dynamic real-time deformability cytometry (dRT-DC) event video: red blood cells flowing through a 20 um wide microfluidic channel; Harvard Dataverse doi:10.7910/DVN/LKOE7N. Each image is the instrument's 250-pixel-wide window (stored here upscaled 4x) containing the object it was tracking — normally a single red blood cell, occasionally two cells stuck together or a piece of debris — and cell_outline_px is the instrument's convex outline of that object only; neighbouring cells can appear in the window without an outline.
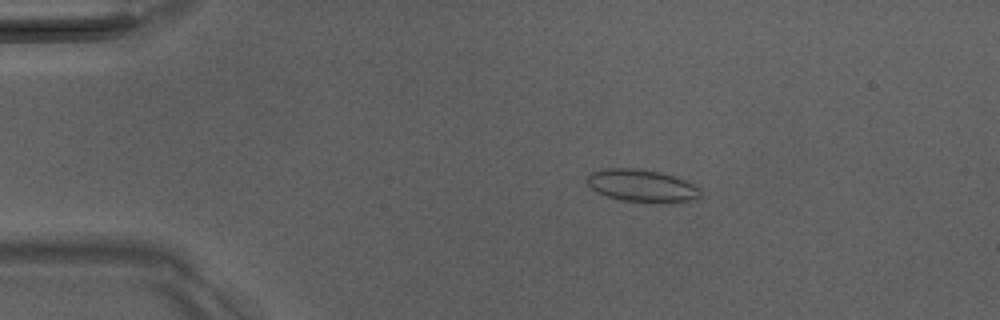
{"species": "Egyptian fruit bat (a non-hibernating species)", "species_latin": "Rousettus aegyptiacus", "temperature_condition": "room temperature", "stored_images_in_passage": 51, "camera_frame_rate_fps": 3000, "um_per_image_px": 0.085, "animal": {"sex": "male"}, "frame": {"image": 1, "passage_image": 10, "time_ms": 3.0, "image_size_px": [1000, 320], "cell_outline_px": [[700, 196], [696, 200], [668, 204], [664, 204], [620, 200], [596, 192], [588, 184], [588, 176], [592, 172], [604, 168], [632, 168], [656, 172], [672, 176], [684, 180], [700, 188]], "centroid_in_image_um": [54.59, 15.82], "position_along_channel_um": 30.4, "area_um2": 21.5}}
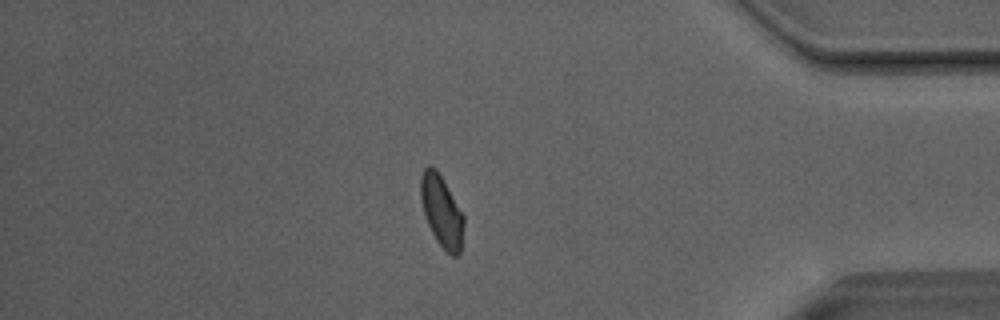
{"frame": {"image": 2, "passage_image": 44, "time_ms": 14.333, "image_size_px": [1000, 320], "cell_outline_px": [[464, 224], [460, 256], [452, 256], [436, 240], [424, 216], [420, 196], [420, 176], [424, 168], [428, 164], [436, 168], [464, 216]], "centroid_in_image_um": [37.52, 17.94], "position_along_channel_um": 397.7, "area_um2": 17.92}}
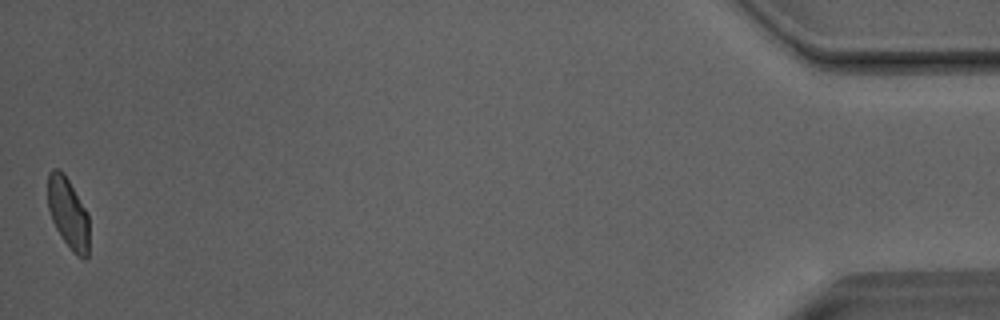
{"frame": {"image": 3, "passage_image": 51, "time_ms": 16.667, "image_size_px": [1000, 320], "cell_outline_px": [[88, 256], [84, 260], [76, 256], [72, 252], [56, 228], [52, 220], [48, 208], [48, 172], [52, 168], [60, 168], [64, 172], [88, 212]], "centroid_in_image_um": [5.79, 18.09], "position_along_channel_um": 429.4, "area_um2": 17.28}, "authors_computed_cell_mechanics": {"area_um2": 18.4382, "velocity_mm_per_s": 4.0474, "shape_relaxation_time_tau1_ms": null, "shape_relaxation_time_tau2_ms": 2.2387, "deformation_change_tau1": null, "deformation_change_tau2": 0.0708}}